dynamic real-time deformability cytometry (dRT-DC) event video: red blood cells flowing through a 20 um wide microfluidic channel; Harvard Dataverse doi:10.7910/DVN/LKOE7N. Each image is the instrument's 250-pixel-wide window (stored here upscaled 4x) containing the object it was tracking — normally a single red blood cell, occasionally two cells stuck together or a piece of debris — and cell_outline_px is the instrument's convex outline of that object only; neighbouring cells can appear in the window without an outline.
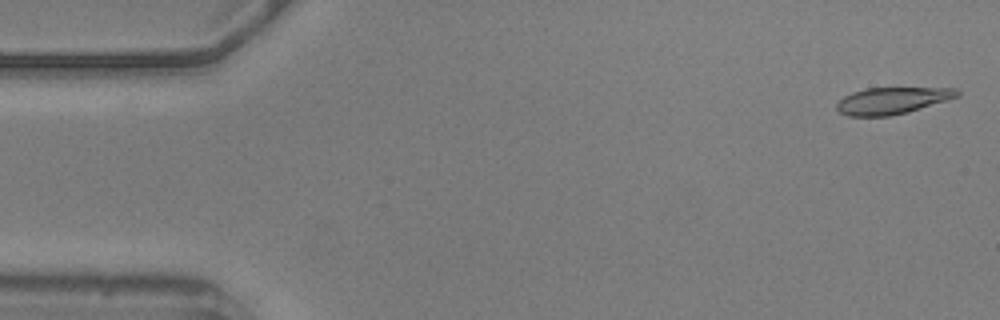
{"species": "common noctule bat (a hibernating species)", "species_latin": "Nyctalus noctula", "temperature_condition": "warm", "stored_images_in_passage": 56, "camera_frame_rate_fps": 3000, "um_per_image_px": 0.085, "animal": {"sex": "male", "body_mass_g": 20.5, "forearm_length_mm": 52.5}, "frame": {"image": 1, "passage_image": 2, "time_ms": 0.333, "image_size_px": [1000, 320], "cell_outline_px": [[960, 96], [948, 100], [908, 112], [888, 116], [848, 116], [840, 112], [836, 108], [836, 104], [844, 96], [852, 92], [864, 88], [956, 88], [960, 92]], "centroid_in_image_um": [75.84, 8.55], "position_along_channel_um": 9.2, "area_um2": 18.79}}
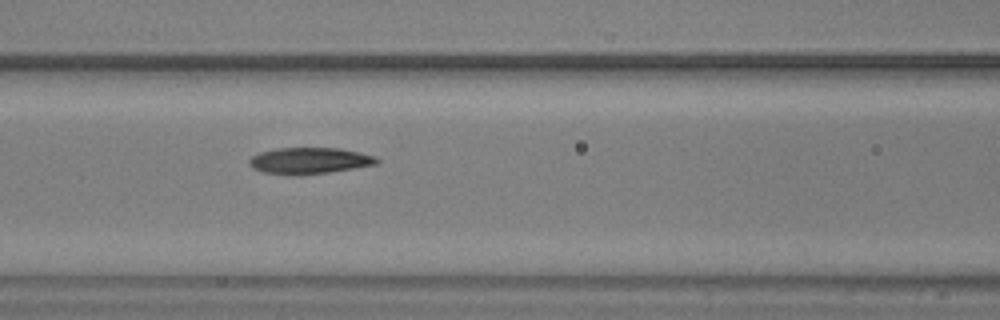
{"frame": {"image": 2, "passage_image": 23, "time_ms": 7.333, "image_size_px": [1000, 320], "cell_outline_px": [[380, 160], [376, 164], [328, 172], [296, 176], [292, 176], [260, 172], [252, 168], [248, 164], [248, 160], [252, 156], [260, 152], [276, 148], [340, 148], [360, 152], [376, 156]], "centroid_in_image_um": [26.25, 13.66], "position_along_channel_um": 140.4, "area_um2": 19.83}}
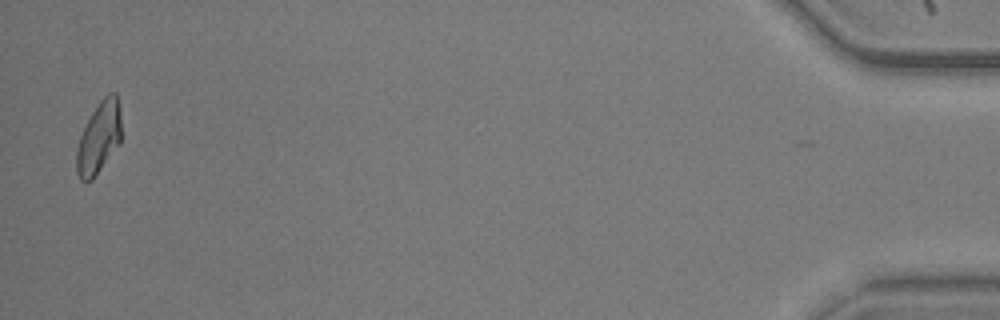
{"frame": {"image": 3, "passage_image": 55, "time_ms": 18.0, "image_size_px": [1000, 320], "cell_outline_px": [[120, 144], [92, 180], [80, 180], [76, 172], [76, 152], [80, 136], [92, 112], [100, 100], [108, 92], [116, 92], [120, 112]], "centroid_in_image_um": [8.41, 11.7], "position_along_channel_um": 426.8, "area_um2": 18.61}, "authors_computed_cell_mechanics": {"area_um2": 19.5942, "velocity_mm_per_s": 3.5939, "shape_relaxation_time_tau1_ms": 5.6734, "shape_relaxation_time_tau2_ms": 3.1231, "deformation_change_tau1": 0.1824, "deformation_change_tau2": 0.0931}}